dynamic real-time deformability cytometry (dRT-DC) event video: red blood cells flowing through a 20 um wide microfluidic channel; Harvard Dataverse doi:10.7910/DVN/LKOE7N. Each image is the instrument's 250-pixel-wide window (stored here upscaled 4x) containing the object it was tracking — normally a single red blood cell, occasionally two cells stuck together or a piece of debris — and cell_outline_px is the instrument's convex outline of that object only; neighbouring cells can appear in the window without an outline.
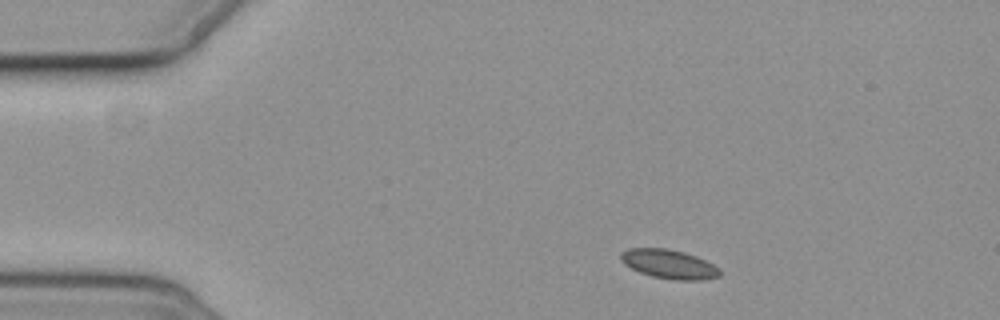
{"species": "common noctule bat (a hibernating species)", "species_latin": "Nyctalus noctula", "temperature_condition": "cold", "stored_images_in_passage": 3, "camera_frame_rate_fps": 3000, "um_per_image_px": 0.085, "animal": {"sex": "female", "body_mass_g": 19.3, "forearm_length_mm": 54.1}, "frame": {"image": 1, "passage_image": 1, "time_ms": 0.0, "image_size_px": [1000, 320], "cell_outline_px": [[720, 276], [700, 280], [676, 280], [652, 276], [640, 272], [624, 264], [620, 260], [620, 252], [628, 248], [668, 248], [684, 252], [696, 256], [720, 268]], "centroid_in_image_um": [56.84, 22.44], "position_along_channel_um": 28.2, "area_um2": 16.76}}